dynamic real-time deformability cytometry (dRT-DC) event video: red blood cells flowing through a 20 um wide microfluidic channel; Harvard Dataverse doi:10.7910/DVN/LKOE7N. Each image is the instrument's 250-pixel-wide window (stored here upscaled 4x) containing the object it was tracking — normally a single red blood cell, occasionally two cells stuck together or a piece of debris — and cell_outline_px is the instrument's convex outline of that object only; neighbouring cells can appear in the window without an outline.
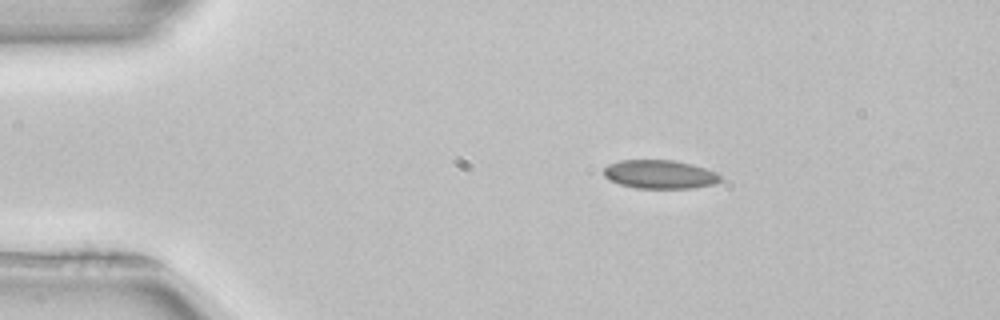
{"species": "common noctule bat (a hibernating species)", "species_latin": "Nyctalus noctula", "temperature_condition": "room temperature", "stored_images_in_passage": 44, "camera_frame_rate_fps": 3000, "um_per_image_px": 0.085, "animal": {"sex": "female", "body_mass_g": 22.7, "forearm_length_mm": 54.2}, "frame": {"image": 1, "passage_image": 1, "time_ms": 0.0, "image_size_px": [1000, 320], "cell_outline_px": [[720, 180], [716, 184], [692, 188], [636, 188], [620, 184], [608, 180], [604, 176], [604, 168], [608, 164], [620, 160], [672, 160], [692, 164], [716, 172], [720, 176]], "centroid_in_image_um": [56.06, 14.82], "position_along_channel_um": 28.9, "area_um2": 19.48}}
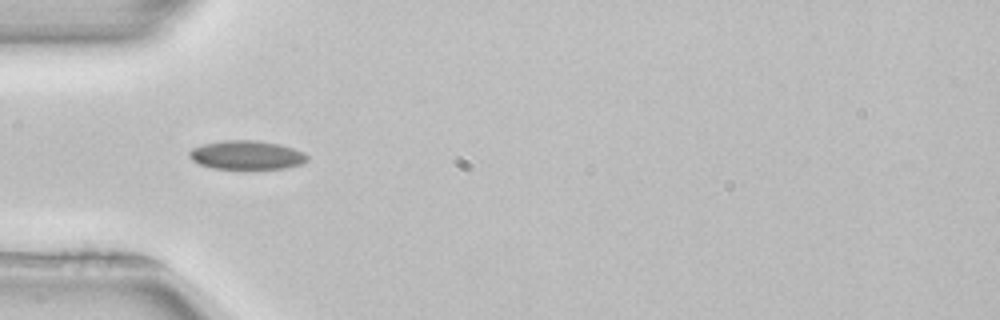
{"frame": {"image": 2, "passage_image": 8, "time_ms": 2.333, "image_size_px": [1000, 320], "cell_outline_px": [[308, 160], [304, 164], [288, 168], [212, 168], [200, 164], [192, 160], [188, 156], [188, 152], [192, 148], [204, 144], [224, 140], [256, 140], [280, 144], [304, 152], [308, 156]], "centroid_in_image_um": [20.99, 13.17], "position_along_channel_um": 64.0, "area_um2": 19.83}}
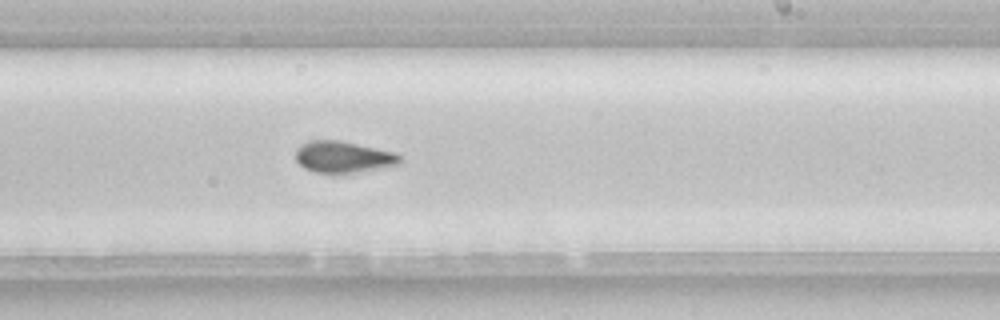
{"frame": {"image": 3, "passage_image": 23, "time_ms": 7.333, "image_size_px": [1000, 320], "cell_outline_px": [[400, 164], [352, 172], [316, 172], [304, 168], [296, 160], [296, 148], [300, 144], [308, 140], [340, 140], [396, 152], [400, 156]], "centroid_in_image_um": [29.14, 13.31], "position_along_channel_um": 259.9, "area_um2": 18.9}, "authors_computed_cell_mechanics": {"area_um2": 19.1318, "velocity_mm_per_s": 3.9379, "shape_relaxation_time_tau1_ms": null, "shape_relaxation_time_tau2_ms": 7.1144, "deformation_change_tau1": null, "deformation_change_tau2": 0.1058}}